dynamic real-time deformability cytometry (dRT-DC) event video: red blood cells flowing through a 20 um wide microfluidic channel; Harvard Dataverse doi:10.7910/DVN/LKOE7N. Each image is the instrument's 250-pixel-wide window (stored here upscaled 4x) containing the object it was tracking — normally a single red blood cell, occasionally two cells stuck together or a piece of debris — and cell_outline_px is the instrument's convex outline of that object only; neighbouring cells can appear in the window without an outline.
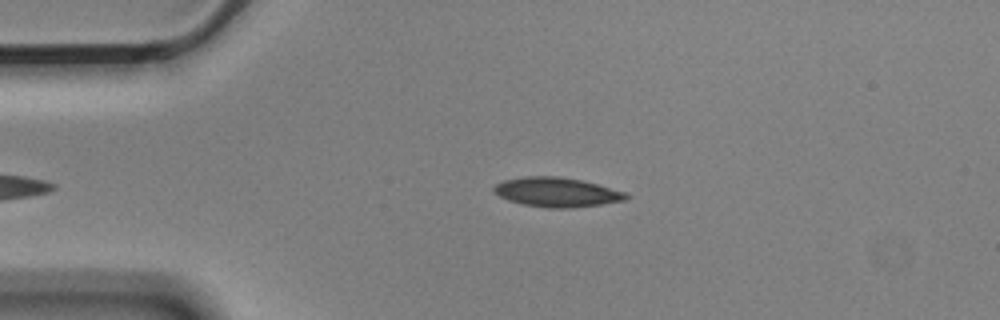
{"species": "Egyptian fruit bat (a non-hibernating species)", "species_latin": "Rousettus aegyptiacus", "temperature_condition": "cold", "stored_images_in_passage": 41, "camera_frame_rate_fps": 3000, "um_per_image_px": 0.085, "animal": {"sex": "male"}, "frame": {"image": 1, "passage_image": 3, "time_ms": 0.667, "image_size_px": [1000, 320], "cell_outline_px": [[632, 196], [624, 200], [600, 204], [572, 208], [548, 208], [524, 204], [508, 200], [492, 192], [492, 188], [496, 184], [504, 180], [524, 176], [560, 176], [580, 180], [628, 192]], "centroid_in_image_um": [47.33, 16.33], "position_along_channel_um": 37.7, "area_um2": 22.72}}
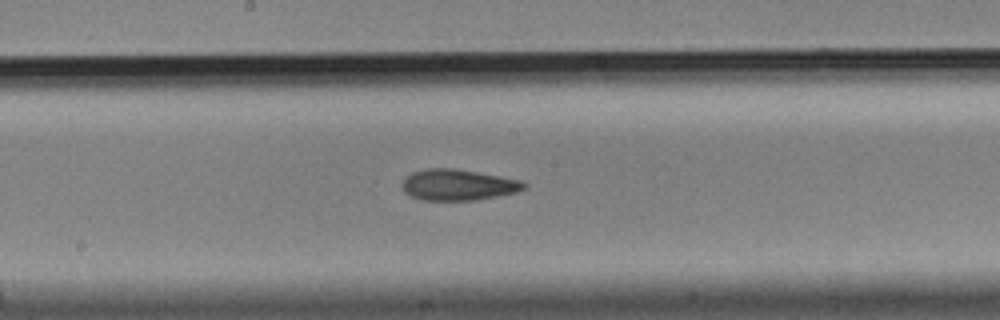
{"frame": {"image": 2, "passage_image": 20, "time_ms": 6.333, "image_size_px": [1000, 320], "cell_outline_px": [[528, 188], [516, 192], [476, 200], [424, 200], [412, 196], [404, 192], [400, 184], [412, 172], [424, 168], [456, 168], [500, 176], [520, 180], [528, 184]], "centroid_in_image_um": [38.94, 15.7], "position_along_channel_um": 209.3, "area_um2": 22.14}}
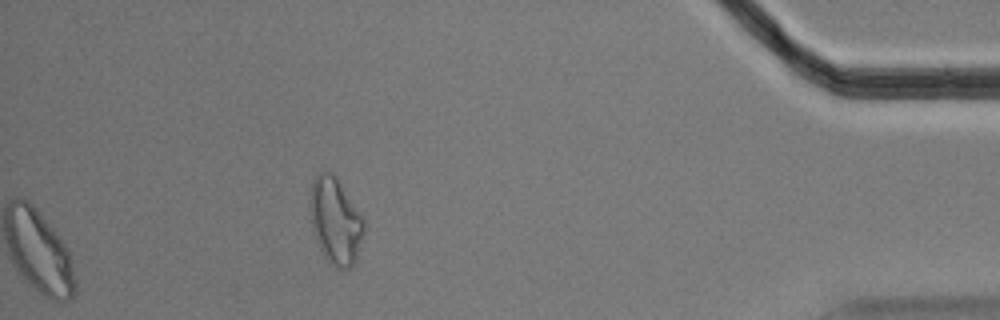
{"frame": {"image": 3, "passage_image": 41, "time_ms": 13.333, "image_size_px": [1000, 320], "cell_outline_px": [[364, 232], [356, 256], [352, 264], [348, 268], [336, 268], [324, 256], [316, 240], [312, 228], [312, 180], [320, 172], [332, 172], [336, 176], [360, 212], [364, 220]], "centroid_in_image_um": [28.53, 18.76], "position_along_channel_um": 406.7, "area_um2": 26.36}, "authors_computed_cell_mechanics": {"area_um2": 22.1374, "velocity_mm_per_s": 3.5354, "shape_relaxation_time_tau1_ms": 5.3151, "shape_relaxation_time_tau2_ms": 4.1484, "deformation_change_tau1": 0.1285, "deformation_change_tau2": 0.1007}}